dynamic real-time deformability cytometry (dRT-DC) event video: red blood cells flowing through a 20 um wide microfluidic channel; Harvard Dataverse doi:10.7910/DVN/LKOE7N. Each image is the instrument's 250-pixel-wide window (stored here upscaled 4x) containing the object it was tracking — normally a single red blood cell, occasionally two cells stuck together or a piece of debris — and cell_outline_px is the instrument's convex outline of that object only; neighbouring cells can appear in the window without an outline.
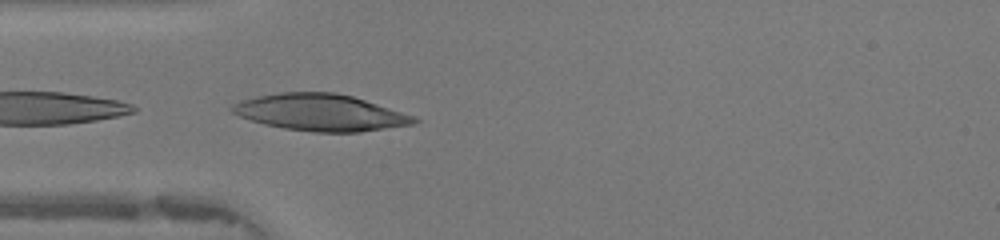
{"species": "human", "species_latin": "Homo sapiens", "temperature_condition": "warm", "stored_images_in_passage": 33, "camera_frame_rate_fps": 3000, "um_per_image_px": 0.085, "donor": {"sex": "female"}, "frame": {"image": 1, "passage_image": 13, "time_ms": 4.0, "image_size_px": [1000, 240], "cell_outline_px": [[420, 120], [416, 124], [360, 132], [312, 132], [284, 128], [264, 124], [240, 116], [232, 112], [228, 108], [232, 104], [240, 100], [256, 96], [280, 92], [336, 92], [352, 96], [416, 116]], "centroid_in_image_um": [27.25, 9.56], "position_along_channel_um": 57.8, "area_um2": 39.07}}
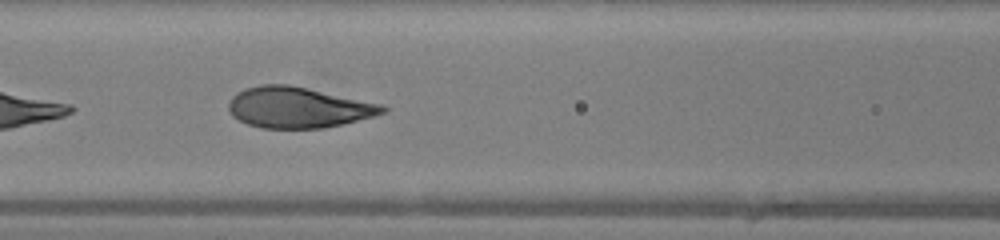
{"frame": {"image": 2, "passage_image": 19, "time_ms": 6.0, "image_size_px": [1000, 240], "cell_outline_px": [[388, 112], [324, 128], [260, 128], [248, 124], [232, 116], [228, 108], [228, 104], [232, 96], [244, 88], [260, 84], [288, 84], [380, 104], [388, 108]], "centroid_in_image_um": [25.29, 9.13], "position_along_channel_um": 141.3, "area_um2": 36.3}}
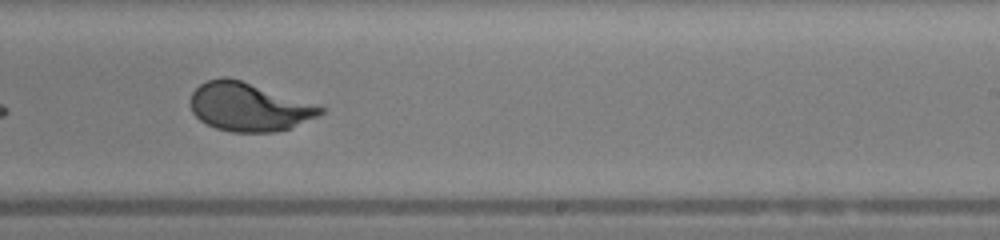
{"frame": {"image": 3, "passage_image": 28, "time_ms": 9.0, "image_size_px": [1000, 240], "cell_outline_px": [[328, 108], [324, 112], [316, 116], [288, 128], [276, 132], [232, 132], [216, 128], [200, 120], [192, 112], [192, 92], [200, 84], [208, 80], [220, 76], [228, 76], [320, 104]], "centroid_in_image_um": [21.19, 9.07], "position_along_channel_um": 267.8, "area_um2": 36.82}}